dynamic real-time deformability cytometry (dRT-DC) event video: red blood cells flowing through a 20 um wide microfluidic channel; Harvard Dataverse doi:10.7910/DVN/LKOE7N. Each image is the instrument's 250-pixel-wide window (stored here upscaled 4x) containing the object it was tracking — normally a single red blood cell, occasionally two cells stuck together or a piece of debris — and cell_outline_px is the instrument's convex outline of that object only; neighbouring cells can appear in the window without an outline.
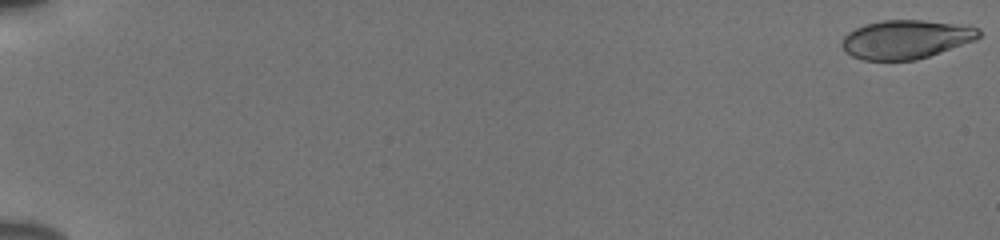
{"species": "human", "species_latin": "Homo sapiens", "temperature_condition": "cold", "stored_images_in_passage": 56, "camera_frame_rate_fps": 3000, "um_per_image_px": 0.085, "donor": {"sex": "male"}, "frame": {"image": 1, "passage_image": 1, "time_ms": 0.0, "image_size_px": [1000, 240], "cell_outline_px": [[980, 36], [976, 40], [916, 60], [860, 60], [844, 52], [840, 44], [844, 36], [848, 32], [864, 24], [884, 20], [924, 20], [980, 28]], "centroid_in_image_um": [76.95, 3.35], "position_along_channel_um": 8.1, "area_um2": 30.87}}
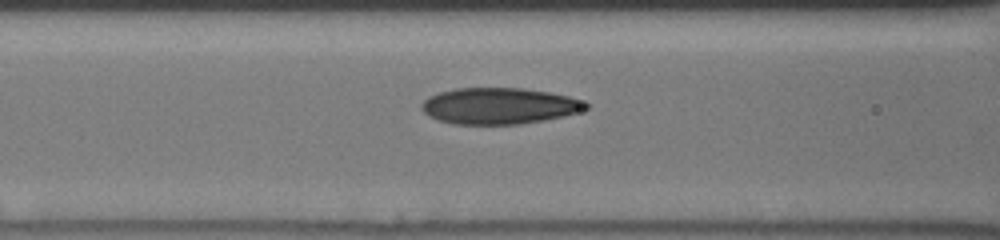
{"frame": {"image": 2, "passage_image": 26, "time_ms": 8.333, "image_size_px": [1000, 240], "cell_outline_px": [[588, 108], [564, 116], [544, 120], [520, 124], [452, 124], [428, 116], [420, 108], [420, 104], [428, 96], [440, 92], [456, 88], [524, 88], [548, 92], [568, 96], [588, 104]], "centroid_in_image_um": [42.37, 9.0], "position_along_channel_um": 124.2, "area_um2": 34.62}}
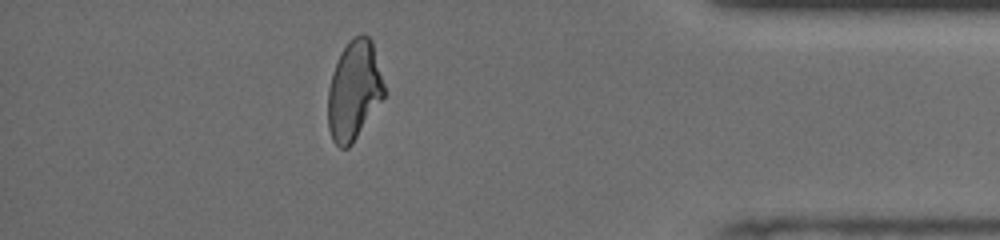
{"frame": {"image": 3, "passage_image": 50, "time_ms": 16.333, "image_size_px": [1000, 240], "cell_outline_px": [[384, 96], [352, 144], [348, 148], [340, 148], [332, 140], [328, 128], [328, 88], [332, 72], [340, 52], [348, 40], [352, 36], [368, 36], [372, 40], [384, 84]], "centroid_in_image_um": [30.07, 7.68], "position_along_channel_um": 405.1, "area_um2": 32.43}, "authors_computed_cell_mechanics": {"area_um2": 32.9171, "velocity_mm_per_s": 3.8697, "shape_relaxation_time_tau1_ms": 4.3989, "shape_relaxation_time_tau2_ms": 2.0721, "deformation_change_tau1": 0.1588, "deformation_change_tau2": 0.0772}}